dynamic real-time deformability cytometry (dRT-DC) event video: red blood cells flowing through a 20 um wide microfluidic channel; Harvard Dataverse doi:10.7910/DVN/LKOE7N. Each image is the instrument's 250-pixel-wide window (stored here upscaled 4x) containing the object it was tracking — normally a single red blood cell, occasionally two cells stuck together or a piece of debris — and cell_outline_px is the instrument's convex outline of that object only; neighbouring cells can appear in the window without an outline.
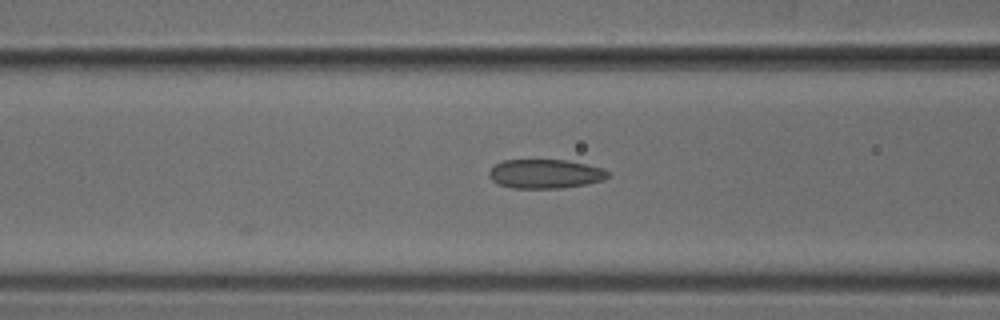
{"species": "common noctule bat (a hibernating species)", "species_latin": "Nyctalus noctula", "temperature_condition": "cold", "stored_images_in_passage": 21, "camera_frame_rate_fps": 3000, "um_per_image_px": 0.085, "animal": {"sex": "male", "body_mass_g": 18.8}, "frame": {"image": 1, "passage_image": 21, "time_ms": 6.667, "image_size_px": [1000, 320], "cell_outline_px": [[608, 176], [604, 180], [584, 184], [560, 188], [512, 188], [500, 184], [492, 180], [488, 176], [488, 172], [496, 164], [504, 160], [568, 160], [604, 168], [608, 172]], "centroid_in_image_um": [46.35, 14.77], "position_along_channel_um": 120.3, "area_um2": 20.06}}